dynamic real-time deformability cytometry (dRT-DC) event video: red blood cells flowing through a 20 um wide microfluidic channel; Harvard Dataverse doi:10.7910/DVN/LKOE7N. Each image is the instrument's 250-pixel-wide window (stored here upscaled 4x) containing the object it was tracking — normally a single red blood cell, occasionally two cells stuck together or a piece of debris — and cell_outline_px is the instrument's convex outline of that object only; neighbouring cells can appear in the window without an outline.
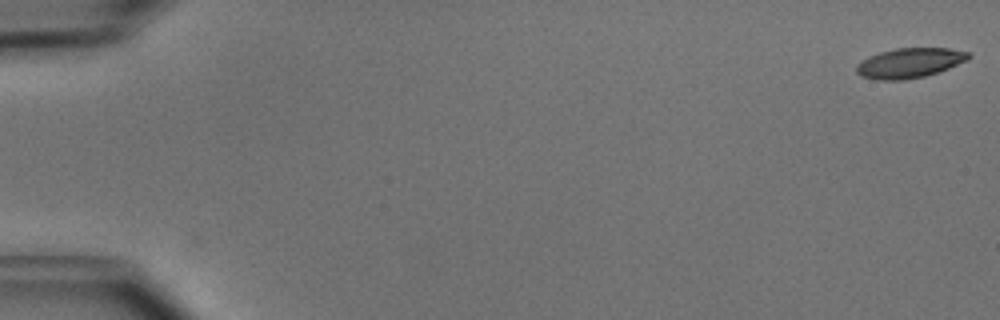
{"species": "common noctule bat (a hibernating species)", "species_latin": "Nyctalus noctula", "temperature_condition": "cold", "stored_images_in_passage": 8, "camera_frame_rate_fps": 3000, "um_per_image_px": 0.085, "animal": {"sex": "male", "body_mass_g": 15.6}, "frame": {"image": 1, "passage_image": 1, "time_ms": 0.0, "image_size_px": [1000, 320], "cell_outline_px": [[972, 56], [968, 60], [948, 68], [924, 76], [904, 80], [876, 80], [860, 76], [856, 72], [856, 64], [868, 56], [880, 52], [896, 48], [948, 48], [968, 52]], "centroid_in_image_um": [77.28, 5.35], "position_along_channel_um": 7.7, "area_um2": 19.54}}